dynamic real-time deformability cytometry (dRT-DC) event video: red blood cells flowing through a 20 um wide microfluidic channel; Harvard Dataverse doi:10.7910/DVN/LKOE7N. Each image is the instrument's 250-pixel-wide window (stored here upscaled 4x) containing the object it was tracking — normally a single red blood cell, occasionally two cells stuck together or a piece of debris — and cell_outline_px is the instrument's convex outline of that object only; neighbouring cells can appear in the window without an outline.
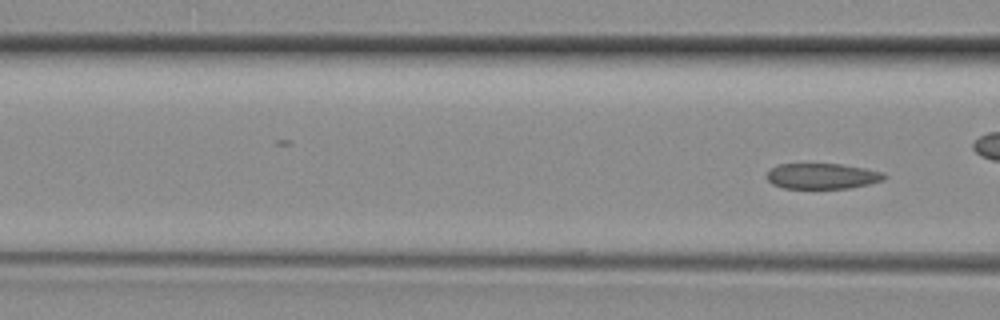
{"species": "common noctule bat (a hibernating species)", "species_latin": "Nyctalus noctula", "temperature_condition": "room temperature", "stored_images_in_passage": 6, "segment_of_instrument_passage": [2, 2], "camera_frame_rate_fps": 3000, "um_per_image_px": 0.085, "animal": {"sex": "female", "body_mass_g": 29.2, "forearm_length_mm": 56.3}, "frame": {"image": 1, "passage_image": 6, "time_ms": 1.667, "image_size_px": [1000, 320], "cell_outline_px": [[888, 176], [884, 180], [852, 188], [784, 188], [772, 184], [768, 180], [768, 172], [772, 168], [780, 164], [840, 164], [864, 168], [884, 172]], "centroid_in_image_um": [69.94, 14.97], "position_along_channel_um": 96.7, "area_um2": 17.46}}